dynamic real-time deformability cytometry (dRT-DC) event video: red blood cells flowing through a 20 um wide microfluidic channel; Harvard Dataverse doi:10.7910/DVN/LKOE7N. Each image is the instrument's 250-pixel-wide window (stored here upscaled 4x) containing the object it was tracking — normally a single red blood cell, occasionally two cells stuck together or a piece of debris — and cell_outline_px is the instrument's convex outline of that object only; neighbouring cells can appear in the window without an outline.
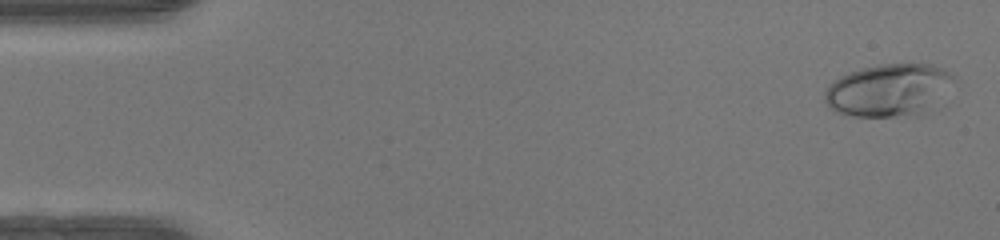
{"species": "human", "species_latin": "Homo sapiens", "temperature_condition": "warm", "stored_images_in_passage": 49, "camera_frame_rate_fps": 3000, "um_per_image_px": 0.085, "donor": {"sex": "female"}, "frame": {"image": 1, "passage_image": 2, "time_ms": 0.333, "image_size_px": [1000, 240], "cell_outline_px": [[956, 80], [920, 116], [852, 116], [836, 112], [828, 108], [824, 100], [824, 92], [828, 84], [840, 76], [848, 72], [880, 64], [932, 64], [944, 68], [956, 76]], "centroid_in_image_um": [75.5, 7.65], "position_along_channel_um": 9.5, "area_um2": 39.54}}
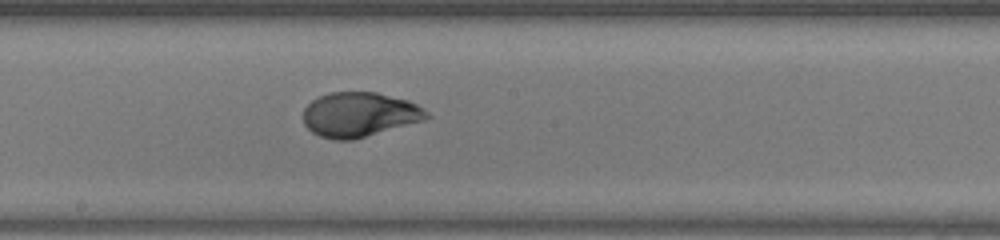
{"frame": {"image": 2, "passage_image": 27, "time_ms": 8.667, "image_size_px": [1000, 240], "cell_outline_px": [[432, 116], [424, 120], [352, 140], [332, 140], [320, 136], [312, 132], [304, 124], [304, 108], [312, 100], [328, 92], [376, 92], [408, 100], [424, 108]], "centroid_in_image_um": [30.55, 9.73], "position_along_channel_um": 217.6, "area_um2": 32.08}}
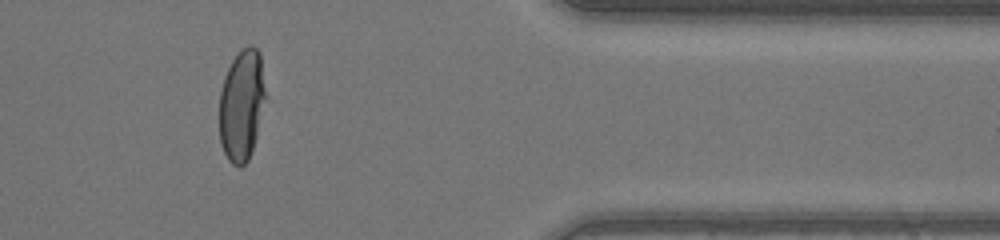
{"frame": {"image": 3, "passage_image": 41, "time_ms": 13.333, "image_size_px": [1000, 240], "cell_outline_px": [[264, 100], [256, 136], [248, 160], [240, 168], [232, 164], [228, 160], [224, 152], [220, 140], [220, 92], [224, 76], [232, 60], [248, 44], [252, 44], [260, 52], [264, 88]], "centroid_in_image_um": [20.52, 8.93], "position_along_channel_um": 390.9, "area_um2": 29.42}, "authors_computed_cell_mechanics": {"area_um2": 32.079, "velocity_mm_per_s": 4.2289, "shape_relaxation_time_tau1_ms": 4.2828, "shape_relaxation_time_tau2_ms": null, "deformation_change_tau1": 0.226, "deformation_change_tau2": null}}